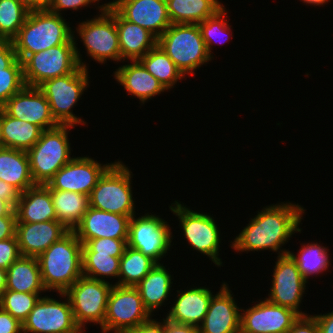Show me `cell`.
Segmentation results:
<instances>
[{
    "label": "cell",
    "instance_id": "cell-1",
    "mask_svg": "<svg viewBox=\"0 0 333 333\" xmlns=\"http://www.w3.org/2000/svg\"><path fill=\"white\" fill-rule=\"evenodd\" d=\"M304 212L301 205L290 202L266 206L231 241V247L237 252L269 249L278 252V256L287 254L289 250H281V246L292 234L301 232L298 226Z\"/></svg>",
    "mask_w": 333,
    "mask_h": 333
},
{
    "label": "cell",
    "instance_id": "cell-2",
    "mask_svg": "<svg viewBox=\"0 0 333 333\" xmlns=\"http://www.w3.org/2000/svg\"><path fill=\"white\" fill-rule=\"evenodd\" d=\"M82 246L74 231H68L37 257L47 291L64 293L83 275Z\"/></svg>",
    "mask_w": 333,
    "mask_h": 333
},
{
    "label": "cell",
    "instance_id": "cell-3",
    "mask_svg": "<svg viewBox=\"0 0 333 333\" xmlns=\"http://www.w3.org/2000/svg\"><path fill=\"white\" fill-rule=\"evenodd\" d=\"M66 20L48 9L29 11L23 26L11 40L17 57L23 62L29 55L75 42L74 31Z\"/></svg>",
    "mask_w": 333,
    "mask_h": 333
},
{
    "label": "cell",
    "instance_id": "cell-4",
    "mask_svg": "<svg viewBox=\"0 0 333 333\" xmlns=\"http://www.w3.org/2000/svg\"><path fill=\"white\" fill-rule=\"evenodd\" d=\"M157 45L186 77L212 60L198 24H171L158 38Z\"/></svg>",
    "mask_w": 333,
    "mask_h": 333
},
{
    "label": "cell",
    "instance_id": "cell-5",
    "mask_svg": "<svg viewBox=\"0 0 333 333\" xmlns=\"http://www.w3.org/2000/svg\"><path fill=\"white\" fill-rule=\"evenodd\" d=\"M73 127L59 125L44 130L35 145L26 151L35 184L46 185L59 169L73 159L68 140V133Z\"/></svg>",
    "mask_w": 333,
    "mask_h": 333
},
{
    "label": "cell",
    "instance_id": "cell-6",
    "mask_svg": "<svg viewBox=\"0 0 333 333\" xmlns=\"http://www.w3.org/2000/svg\"><path fill=\"white\" fill-rule=\"evenodd\" d=\"M88 69L79 66L73 73L52 78L38 88L47 98L51 113L60 125H85V121L73 113V106L89 87Z\"/></svg>",
    "mask_w": 333,
    "mask_h": 333
},
{
    "label": "cell",
    "instance_id": "cell-7",
    "mask_svg": "<svg viewBox=\"0 0 333 333\" xmlns=\"http://www.w3.org/2000/svg\"><path fill=\"white\" fill-rule=\"evenodd\" d=\"M131 173L121 161L114 162L92 189L89 206L130 218L135 215Z\"/></svg>",
    "mask_w": 333,
    "mask_h": 333
},
{
    "label": "cell",
    "instance_id": "cell-8",
    "mask_svg": "<svg viewBox=\"0 0 333 333\" xmlns=\"http://www.w3.org/2000/svg\"><path fill=\"white\" fill-rule=\"evenodd\" d=\"M76 42H66L29 55L22 62L25 85L38 87L46 80L73 73L79 66L87 69Z\"/></svg>",
    "mask_w": 333,
    "mask_h": 333
},
{
    "label": "cell",
    "instance_id": "cell-9",
    "mask_svg": "<svg viewBox=\"0 0 333 333\" xmlns=\"http://www.w3.org/2000/svg\"><path fill=\"white\" fill-rule=\"evenodd\" d=\"M98 7L101 14L80 23L76 27L77 34L87 54L98 63L105 64L106 60L121 62L114 8L109 3Z\"/></svg>",
    "mask_w": 333,
    "mask_h": 333
},
{
    "label": "cell",
    "instance_id": "cell-10",
    "mask_svg": "<svg viewBox=\"0 0 333 333\" xmlns=\"http://www.w3.org/2000/svg\"><path fill=\"white\" fill-rule=\"evenodd\" d=\"M114 284L81 276L64 293L68 297L76 324L84 331L85 324L104 323L107 300Z\"/></svg>",
    "mask_w": 333,
    "mask_h": 333
},
{
    "label": "cell",
    "instance_id": "cell-11",
    "mask_svg": "<svg viewBox=\"0 0 333 333\" xmlns=\"http://www.w3.org/2000/svg\"><path fill=\"white\" fill-rule=\"evenodd\" d=\"M150 317L136 287L114 284L108 296L104 323L100 328L102 333H126Z\"/></svg>",
    "mask_w": 333,
    "mask_h": 333
},
{
    "label": "cell",
    "instance_id": "cell-12",
    "mask_svg": "<svg viewBox=\"0 0 333 333\" xmlns=\"http://www.w3.org/2000/svg\"><path fill=\"white\" fill-rule=\"evenodd\" d=\"M178 217L184 238L189 245L200 253L207 255L215 265L222 266L219 258L220 230L211 215L193 211L175 201L169 207Z\"/></svg>",
    "mask_w": 333,
    "mask_h": 333
},
{
    "label": "cell",
    "instance_id": "cell-13",
    "mask_svg": "<svg viewBox=\"0 0 333 333\" xmlns=\"http://www.w3.org/2000/svg\"><path fill=\"white\" fill-rule=\"evenodd\" d=\"M59 296L66 301H58L44 296L34 305L33 310L22 324L23 333H83L76 324L70 301L65 293Z\"/></svg>",
    "mask_w": 333,
    "mask_h": 333
},
{
    "label": "cell",
    "instance_id": "cell-14",
    "mask_svg": "<svg viewBox=\"0 0 333 333\" xmlns=\"http://www.w3.org/2000/svg\"><path fill=\"white\" fill-rule=\"evenodd\" d=\"M129 221L127 246L139 250L157 264L167 253L172 242L171 227L155 214H145ZM170 228V229H169Z\"/></svg>",
    "mask_w": 333,
    "mask_h": 333
},
{
    "label": "cell",
    "instance_id": "cell-15",
    "mask_svg": "<svg viewBox=\"0 0 333 333\" xmlns=\"http://www.w3.org/2000/svg\"><path fill=\"white\" fill-rule=\"evenodd\" d=\"M272 286L267 300L290 308L300 316L307 314L299 310L307 281L302 277L295 260L289 253L277 256Z\"/></svg>",
    "mask_w": 333,
    "mask_h": 333
},
{
    "label": "cell",
    "instance_id": "cell-16",
    "mask_svg": "<svg viewBox=\"0 0 333 333\" xmlns=\"http://www.w3.org/2000/svg\"><path fill=\"white\" fill-rule=\"evenodd\" d=\"M241 308L240 333H287L299 318L294 310L267 300Z\"/></svg>",
    "mask_w": 333,
    "mask_h": 333
},
{
    "label": "cell",
    "instance_id": "cell-17",
    "mask_svg": "<svg viewBox=\"0 0 333 333\" xmlns=\"http://www.w3.org/2000/svg\"><path fill=\"white\" fill-rule=\"evenodd\" d=\"M112 164L102 165L89 156L74 157L46 185L50 190L72 191L89 196Z\"/></svg>",
    "mask_w": 333,
    "mask_h": 333
},
{
    "label": "cell",
    "instance_id": "cell-18",
    "mask_svg": "<svg viewBox=\"0 0 333 333\" xmlns=\"http://www.w3.org/2000/svg\"><path fill=\"white\" fill-rule=\"evenodd\" d=\"M1 108L9 116L38 125L43 130L53 129L60 125L51 113L47 98L35 86L25 85Z\"/></svg>",
    "mask_w": 333,
    "mask_h": 333
},
{
    "label": "cell",
    "instance_id": "cell-19",
    "mask_svg": "<svg viewBox=\"0 0 333 333\" xmlns=\"http://www.w3.org/2000/svg\"><path fill=\"white\" fill-rule=\"evenodd\" d=\"M108 3L125 20L143 27L157 39L172 24L166 0H113Z\"/></svg>",
    "mask_w": 333,
    "mask_h": 333
},
{
    "label": "cell",
    "instance_id": "cell-20",
    "mask_svg": "<svg viewBox=\"0 0 333 333\" xmlns=\"http://www.w3.org/2000/svg\"><path fill=\"white\" fill-rule=\"evenodd\" d=\"M130 217L88 207L82 220L73 230L85 244L96 238L128 239Z\"/></svg>",
    "mask_w": 333,
    "mask_h": 333
},
{
    "label": "cell",
    "instance_id": "cell-21",
    "mask_svg": "<svg viewBox=\"0 0 333 333\" xmlns=\"http://www.w3.org/2000/svg\"><path fill=\"white\" fill-rule=\"evenodd\" d=\"M225 282L212 295L209 309L199 326L200 333H240L241 308Z\"/></svg>",
    "mask_w": 333,
    "mask_h": 333
},
{
    "label": "cell",
    "instance_id": "cell-22",
    "mask_svg": "<svg viewBox=\"0 0 333 333\" xmlns=\"http://www.w3.org/2000/svg\"><path fill=\"white\" fill-rule=\"evenodd\" d=\"M69 230L57 220L16 223V238L21 256L38 257Z\"/></svg>",
    "mask_w": 333,
    "mask_h": 333
},
{
    "label": "cell",
    "instance_id": "cell-23",
    "mask_svg": "<svg viewBox=\"0 0 333 333\" xmlns=\"http://www.w3.org/2000/svg\"><path fill=\"white\" fill-rule=\"evenodd\" d=\"M177 299L166 319L171 322L199 327L209 309L213 292L206 287L177 290Z\"/></svg>",
    "mask_w": 333,
    "mask_h": 333
},
{
    "label": "cell",
    "instance_id": "cell-24",
    "mask_svg": "<svg viewBox=\"0 0 333 333\" xmlns=\"http://www.w3.org/2000/svg\"><path fill=\"white\" fill-rule=\"evenodd\" d=\"M14 210L16 223L57 220L51 190L47 185L36 184L20 193Z\"/></svg>",
    "mask_w": 333,
    "mask_h": 333
},
{
    "label": "cell",
    "instance_id": "cell-25",
    "mask_svg": "<svg viewBox=\"0 0 333 333\" xmlns=\"http://www.w3.org/2000/svg\"><path fill=\"white\" fill-rule=\"evenodd\" d=\"M114 79L124 87L131 96L137 97L141 103L166 91L164 86L153 77L139 61H131L114 72Z\"/></svg>",
    "mask_w": 333,
    "mask_h": 333
},
{
    "label": "cell",
    "instance_id": "cell-26",
    "mask_svg": "<svg viewBox=\"0 0 333 333\" xmlns=\"http://www.w3.org/2000/svg\"><path fill=\"white\" fill-rule=\"evenodd\" d=\"M119 47L122 60H140L157 45L158 39L143 27L125 20L115 9Z\"/></svg>",
    "mask_w": 333,
    "mask_h": 333
},
{
    "label": "cell",
    "instance_id": "cell-27",
    "mask_svg": "<svg viewBox=\"0 0 333 333\" xmlns=\"http://www.w3.org/2000/svg\"><path fill=\"white\" fill-rule=\"evenodd\" d=\"M6 290L25 293L47 291L37 257L20 256L6 270Z\"/></svg>",
    "mask_w": 333,
    "mask_h": 333
},
{
    "label": "cell",
    "instance_id": "cell-28",
    "mask_svg": "<svg viewBox=\"0 0 333 333\" xmlns=\"http://www.w3.org/2000/svg\"><path fill=\"white\" fill-rule=\"evenodd\" d=\"M0 180L20 193L36 185L33 181L27 152L20 149H0Z\"/></svg>",
    "mask_w": 333,
    "mask_h": 333
},
{
    "label": "cell",
    "instance_id": "cell-29",
    "mask_svg": "<svg viewBox=\"0 0 333 333\" xmlns=\"http://www.w3.org/2000/svg\"><path fill=\"white\" fill-rule=\"evenodd\" d=\"M171 274L163 266L156 264L152 270L135 286L139 291L145 309L152 316V312L164 305L169 296L172 281Z\"/></svg>",
    "mask_w": 333,
    "mask_h": 333
},
{
    "label": "cell",
    "instance_id": "cell-30",
    "mask_svg": "<svg viewBox=\"0 0 333 333\" xmlns=\"http://www.w3.org/2000/svg\"><path fill=\"white\" fill-rule=\"evenodd\" d=\"M0 123L4 147L27 151L44 131L40 126L9 116L0 108Z\"/></svg>",
    "mask_w": 333,
    "mask_h": 333
},
{
    "label": "cell",
    "instance_id": "cell-31",
    "mask_svg": "<svg viewBox=\"0 0 333 333\" xmlns=\"http://www.w3.org/2000/svg\"><path fill=\"white\" fill-rule=\"evenodd\" d=\"M166 4L172 24H198L223 7L219 0H166Z\"/></svg>",
    "mask_w": 333,
    "mask_h": 333
},
{
    "label": "cell",
    "instance_id": "cell-32",
    "mask_svg": "<svg viewBox=\"0 0 333 333\" xmlns=\"http://www.w3.org/2000/svg\"><path fill=\"white\" fill-rule=\"evenodd\" d=\"M57 221L73 231L89 207V196L72 191L51 190Z\"/></svg>",
    "mask_w": 333,
    "mask_h": 333
},
{
    "label": "cell",
    "instance_id": "cell-33",
    "mask_svg": "<svg viewBox=\"0 0 333 333\" xmlns=\"http://www.w3.org/2000/svg\"><path fill=\"white\" fill-rule=\"evenodd\" d=\"M139 61L166 90L174 88L179 80L185 79L182 72L159 45L148 51Z\"/></svg>",
    "mask_w": 333,
    "mask_h": 333
},
{
    "label": "cell",
    "instance_id": "cell-34",
    "mask_svg": "<svg viewBox=\"0 0 333 333\" xmlns=\"http://www.w3.org/2000/svg\"><path fill=\"white\" fill-rule=\"evenodd\" d=\"M156 264L139 250L126 246L120 258L118 282L115 284L135 287Z\"/></svg>",
    "mask_w": 333,
    "mask_h": 333
},
{
    "label": "cell",
    "instance_id": "cell-35",
    "mask_svg": "<svg viewBox=\"0 0 333 333\" xmlns=\"http://www.w3.org/2000/svg\"><path fill=\"white\" fill-rule=\"evenodd\" d=\"M328 248L319 245L317 242L303 244L299 249L298 255L288 252L295 260L302 277L308 282L312 274L316 275L326 271L329 268L330 260Z\"/></svg>",
    "mask_w": 333,
    "mask_h": 333
},
{
    "label": "cell",
    "instance_id": "cell-36",
    "mask_svg": "<svg viewBox=\"0 0 333 333\" xmlns=\"http://www.w3.org/2000/svg\"><path fill=\"white\" fill-rule=\"evenodd\" d=\"M83 276L105 281L119 276L120 258L97 252H82ZM103 276V277H102Z\"/></svg>",
    "mask_w": 333,
    "mask_h": 333
},
{
    "label": "cell",
    "instance_id": "cell-37",
    "mask_svg": "<svg viewBox=\"0 0 333 333\" xmlns=\"http://www.w3.org/2000/svg\"><path fill=\"white\" fill-rule=\"evenodd\" d=\"M29 13L17 0H0V39L12 40Z\"/></svg>",
    "mask_w": 333,
    "mask_h": 333
},
{
    "label": "cell",
    "instance_id": "cell-38",
    "mask_svg": "<svg viewBox=\"0 0 333 333\" xmlns=\"http://www.w3.org/2000/svg\"><path fill=\"white\" fill-rule=\"evenodd\" d=\"M226 14L227 10L225 6H223L214 15L210 16L203 22L198 23L202 38L204 40V43L206 44L208 53L212 58V44H223L225 43V41H228V39H231L229 37L231 35L229 34L231 32V27L230 24H228V20H226L227 18H225ZM223 37L225 38V41L222 40ZM220 38L223 42L220 40Z\"/></svg>",
    "mask_w": 333,
    "mask_h": 333
},
{
    "label": "cell",
    "instance_id": "cell-39",
    "mask_svg": "<svg viewBox=\"0 0 333 333\" xmlns=\"http://www.w3.org/2000/svg\"><path fill=\"white\" fill-rule=\"evenodd\" d=\"M39 294L6 290L0 297V307L23 324L40 299Z\"/></svg>",
    "mask_w": 333,
    "mask_h": 333
},
{
    "label": "cell",
    "instance_id": "cell-40",
    "mask_svg": "<svg viewBox=\"0 0 333 333\" xmlns=\"http://www.w3.org/2000/svg\"><path fill=\"white\" fill-rule=\"evenodd\" d=\"M24 86L23 64L19 58L9 68H0V108Z\"/></svg>",
    "mask_w": 333,
    "mask_h": 333
},
{
    "label": "cell",
    "instance_id": "cell-41",
    "mask_svg": "<svg viewBox=\"0 0 333 333\" xmlns=\"http://www.w3.org/2000/svg\"><path fill=\"white\" fill-rule=\"evenodd\" d=\"M128 239L96 238L88 240L82 246V252H97L121 258L127 246Z\"/></svg>",
    "mask_w": 333,
    "mask_h": 333
},
{
    "label": "cell",
    "instance_id": "cell-42",
    "mask_svg": "<svg viewBox=\"0 0 333 333\" xmlns=\"http://www.w3.org/2000/svg\"><path fill=\"white\" fill-rule=\"evenodd\" d=\"M21 256L16 235L0 240V268L7 270Z\"/></svg>",
    "mask_w": 333,
    "mask_h": 333
},
{
    "label": "cell",
    "instance_id": "cell-43",
    "mask_svg": "<svg viewBox=\"0 0 333 333\" xmlns=\"http://www.w3.org/2000/svg\"><path fill=\"white\" fill-rule=\"evenodd\" d=\"M99 2L100 0H49L47 9L61 16V11L66 9L79 10L80 7Z\"/></svg>",
    "mask_w": 333,
    "mask_h": 333
},
{
    "label": "cell",
    "instance_id": "cell-44",
    "mask_svg": "<svg viewBox=\"0 0 333 333\" xmlns=\"http://www.w3.org/2000/svg\"><path fill=\"white\" fill-rule=\"evenodd\" d=\"M287 333H321L312 315L299 316Z\"/></svg>",
    "mask_w": 333,
    "mask_h": 333
},
{
    "label": "cell",
    "instance_id": "cell-45",
    "mask_svg": "<svg viewBox=\"0 0 333 333\" xmlns=\"http://www.w3.org/2000/svg\"><path fill=\"white\" fill-rule=\"evenodd\" d=\"M17 59L12 41L0 39V68H9Z\"/></svg>",
    "mask_w": 333,
    "mask_h": 333
},
{
    "label": "cell",
    "instance_id": "cell-46",
    "mask_svg": "<svg viewBox=\"0 0 333 333\" xmlns=\"http://www.w3.org/2000/svg\"><path fill=\"white\" fill-rule=\"evenodd\" d=\"M0 333H23L22 323L0 307Z\"/></svg>",
    "mask_w": 333,
    "mask_h": 333
},
{
    "label": "cell",
    "instance_id": "cell-47",
    "mask_svg": "<svg viewBox=\"0 0 333 333\" xmlns=\"http://www.w3.org/2000/svg\"><path fill=\"white\" fill-rule=\"evenodd\" d=\"M16 213L13 209L8 215L0 217V240L9 239L15 236Z\"/></svg>",
    "mask_w": 333,
    "mask_h": 333
},
{
    "label": "cell",
    "instance_id": "cell-48",
    "mask_svg": "<svg viewBox=\"0 0 333 333\" xmlns=\"http://www.w3.org/2000/svg\"><path fill=\"white\" fill-rule=\"evenodd\" d=\"M162 320V322H158L150 317L147 321L126 333H164V318Z\"/></svg>",
    "mask_w": 333,
    "mask_h": 333
},
{
    "label": "cell",
    "instance_id": "cell-49",
    "mask_svg": "<svg viewBox=\"0 0 333 333\" xmlns=\"http://www.w3.org/2000/svg\"><path fill=\"white\" fill-rule=\"evenodd\" d=\"M19 196H20V192L15 187L0 180V198L1 199L6 200L14 208L16 205V202L18 201Z\"/></svg>",
    "mask_w": 333,
    "mask_h": 333
},
{
    "label": "cell",
    "instance_id": "cell-50",
    "mask_svg": "<svg viewBox=\"0 0 333 333\" xmlns=\"http://www.w3.org/2000/svg\"><path fill=\"white\" fill-rule=\"evenodd\" d=\"M164 333H200L199 327L179 324L164 318Z\"/></svg>",
    "mask_w": 333,
    "mask_h": 333
},
{
    "label": "cell",
    "instance_id": "cell-51",
    "mask_svg": "<svg viewBox=\"0 0 333 333\" xmlns=\"http://www.w3.org/2000/svg\"><path fill=\"white\" fill-rule=\"evenodd\" d=\"M321 333H333V311L327 314L313 315Z\"/></svg>",
    "mask_w": 333,
    "mask_h": 333
},
{
    "label": "cell",
    "instance_id": "cell-52",
    "mask_svg": "<svg viewBox=\"0 0 333 333\" xmlns=\"http://www.w3.org/2000/svg\"><path fill=\"white\" fill-rule=\"evenodd\" d=\"M29 11L47 9L49 0H17Z\"/></svg>",
    "mask_w": 333,
    "mask_h": 333
},
{
    "label": "cell",
    "instance_id": "cell-53",
    "mask_svg": "<svg viewBox=\"0 0 333 333\" xmlns=\"http://www.w3.org/2000/svg\"><path fill=\"white\" fill-rule=\"evenodd\" d=\"M13 209L6 200L0 198V217L8 215Z\"/></svg>",
    "mask_w": 333,
    "mask_h": 333
},
{
    "label": "cell",
    "instance_id": "cell-54",
    "mask_svg": "<svg viewBox=\"0 0 333 333\" xmlns=\"http://www.w3.org/2000/svg\"><path fill=\"white\" fill-rule=\"evenodd\" d=\"M6 291V270L0 268V297Z\"/></svg>",
    "mask_w": 333,
    "mask_h": 333
},
{
    "label": "cell",
    "instance_id": "cell-55",
    "mask_svg": "<svg viewBox=\"0 0 333 333\" xmlns=\"http://www.w3.org/2000/svg\"><path fill=\"white\" fill-rule=\"evenodd\" d=\"M300 1H302L305 4L316 5V6H321L329 2V0H300Z\"/></svg>",
    "mask_w": 333,
    "mask_h": 333
},
{
    "label": "cell",
    "instance_id": "cell-56",
    "mask_svg": "<svg viewBox=\"0 0 333 333\" xmlns=\"http://www.w3.org/2000/svg\"><path fill=\"white\" fill-rule=\"evenodd\" d=\"M4 148V141L2 137V131H1V123H0V149Z\"/></svg>",
    "mask_w": 333,
    "mask_h": 333
}]
</instances>
